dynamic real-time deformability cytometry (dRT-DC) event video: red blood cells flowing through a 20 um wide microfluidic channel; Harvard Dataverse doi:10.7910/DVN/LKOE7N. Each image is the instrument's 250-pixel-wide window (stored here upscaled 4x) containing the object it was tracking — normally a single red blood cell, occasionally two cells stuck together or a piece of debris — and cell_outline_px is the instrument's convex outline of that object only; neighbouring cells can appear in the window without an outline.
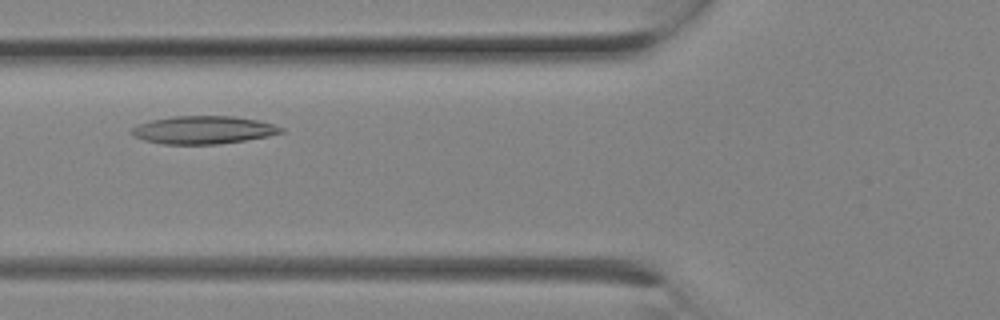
{"species": "Egyptian fruit bat (a non-hibernating species)", "species_latin": "Rousettus aegyptiacus", "temperature_condition": "room temperature", "stored_images_in_passage": 5, "camera_frame_rate_fps": 3000, "um_per_image_px": 0.085, "animal": {"sex": "female"}, "frame": {"image": 1, "passage_image": 5, "time_ms": 1.333, "image_size_px": [1000, 320], "cell_outline_px": [[284, 132], [268, 136], [220, 144], [164, 144], [144, 140], [136, 136], [132, 132], [132, 128], [140, 124], [152, 120], [172, 116], [236, 116], [256, 120], [272, 124], [284, 128]], "centroid_in_image_um": [17.32, 11.04], "position_along_channel_um": 108.5, "area_um2": 24.04}}